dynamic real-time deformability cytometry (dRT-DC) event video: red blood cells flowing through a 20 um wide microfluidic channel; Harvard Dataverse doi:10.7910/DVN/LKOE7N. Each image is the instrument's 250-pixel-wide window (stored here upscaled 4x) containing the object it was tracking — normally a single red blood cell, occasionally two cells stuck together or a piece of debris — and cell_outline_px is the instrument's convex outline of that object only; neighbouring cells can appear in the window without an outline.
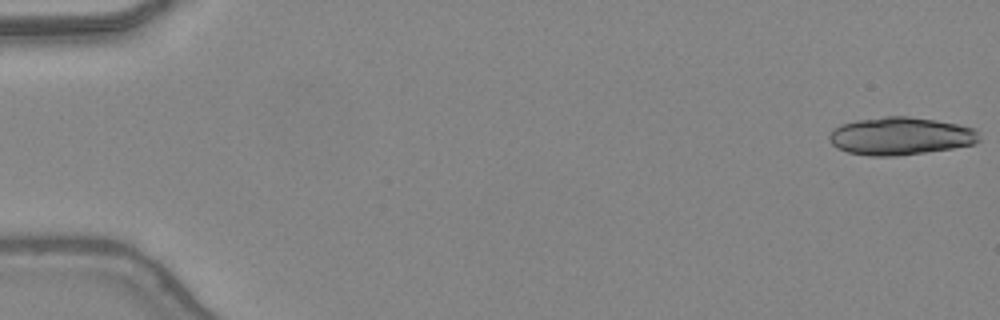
{"species": "common noctule bat (a hibernating species)", "species_latin": "Nyctalus noctula", "temperature_condition": "warm", "stored_images_in_passage": 25, "camera_frame_rate_fps": 3000, "um_per_image_px": 0.085, "animal": {"sex": "female", "body_mass_g": 24.6, "forearm_length_mm": 56.2}, "frame": {"image": 1, "passage_image": 1, "time_ms": 0.0, "image_size_px": [1000, 320], "cell_outline_px": [[980, 140], [976, 144], [952, 148], [896, 156], [868, 156], [848, 152], [836, 148], [832, 144], [828, 136], [832, 128], [840, 124], [856, 120], [884, 116], [908, 116], [936, 120], [976, 128], [980, 132]], "centroid_in_image_um": [76.53, 11.56], "position_along_channel_um": 8.5, "area_um2": 33.35}}
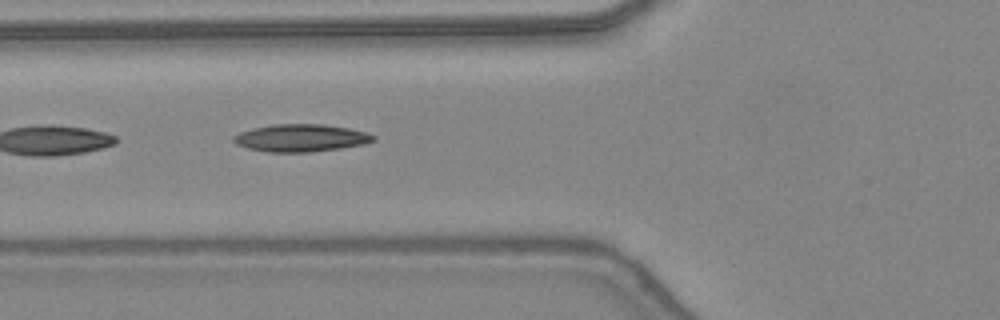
{"frame": {"image": 2, "passage_image": 19, "time_ms": 6.0, "image_size_px": [1000, 320], "cell_outline_px": [[376, 140], [364, 144], [340, 148], [308, 152], [268, 152], [248, 148], [236, 144], [232, 140], [232, 136], [240, 132], [252, 128], [272, 124], [324, 124], [348, 128], [364, 132], [376, 136]], "centroid_in_image_um": [25.55, 11.72], "position_along_channel_um": 100.3, "area_um2": 22.37}}
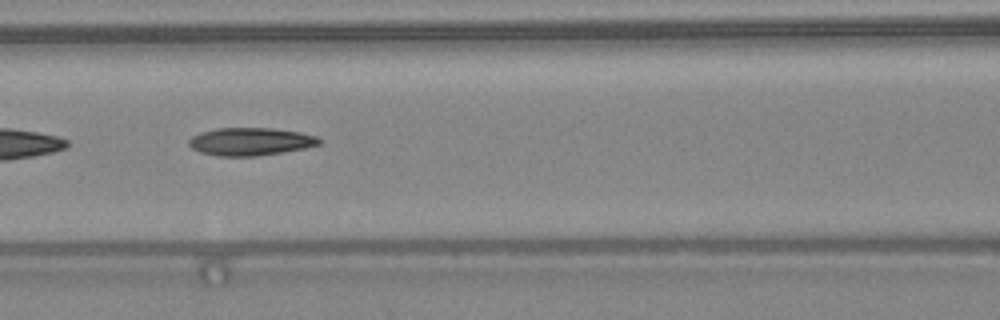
{"frame": {"image": 3, "passage_image": 22, "time_ms": 7.0, "image_size_px": [1000, 320], "cell_outline_px": [[320, 144], [304, 148], [284, 152], [256, 156], [216, 156], [200, 152], [192, 148], [188, 144], [188, 140], [192, 136], [200, 132], [216, 128], [272, 128], [300, 132], [316, 136], [320, 140]], "centroid_in_image_um": [21.26, 12.03], "position_along_channel_um": 145.3, "area_um2": 21.15}}